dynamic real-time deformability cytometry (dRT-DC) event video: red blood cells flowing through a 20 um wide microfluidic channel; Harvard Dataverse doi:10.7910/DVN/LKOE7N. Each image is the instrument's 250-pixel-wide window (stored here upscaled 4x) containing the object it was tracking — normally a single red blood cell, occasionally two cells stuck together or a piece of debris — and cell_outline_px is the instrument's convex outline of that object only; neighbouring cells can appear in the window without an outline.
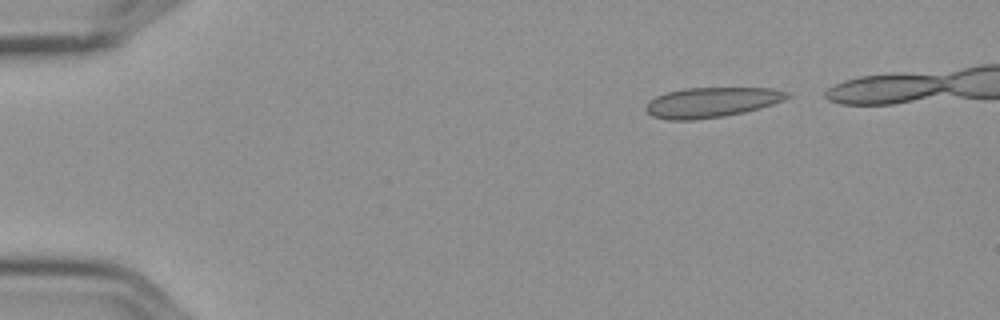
{"species": "Egyptian fruit bat (a non-hibernating species)", "species_latin": "Rousettus aegyptiacus", "temperature_condition": "cold", "stored_images_in_passage": 14, "camera_frame_rate_fps": 3000, "um_per_image_px": 0.085, "frame": {"image": 1, "passage_image": 1, "time_ms": 0.0, "image_size_px": [1000, 320], "cell_outline_px": [[792, 96], [784, 100], [760, 108], [744, 112], [724, 116], [692, 120], [668, 120], [652, 116], [644, 108], [648, 100], [664, 92], [684, 88], [772, 88], [788, 92]], "centroid_in_image_um": [60.45, 8.69], "position_along_channel_um": 24.5, "area_um2": 24.91}}
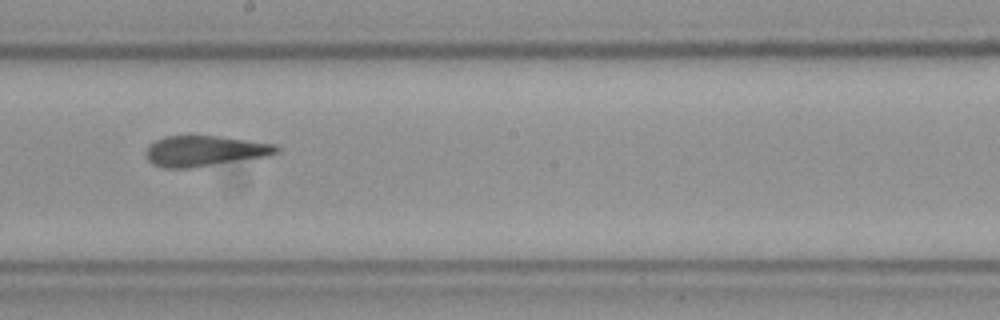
{"frame": {"image": 2, "passage_image": 8, "time_ms": 2.333, "image_size_px": [1000, 320], "cell_outline_px": [[280, 152], [268, 156], [192, 168], [160, 168], [152, 164], [148, 160], [144, 152], [148, 144], [164, 136], [220, 136], [276, 144], [280, 148]], "centroid_in_image_um": [17.38, 12.84], "position_along_channel_um": 230.8, "area_um2": 23.58}}
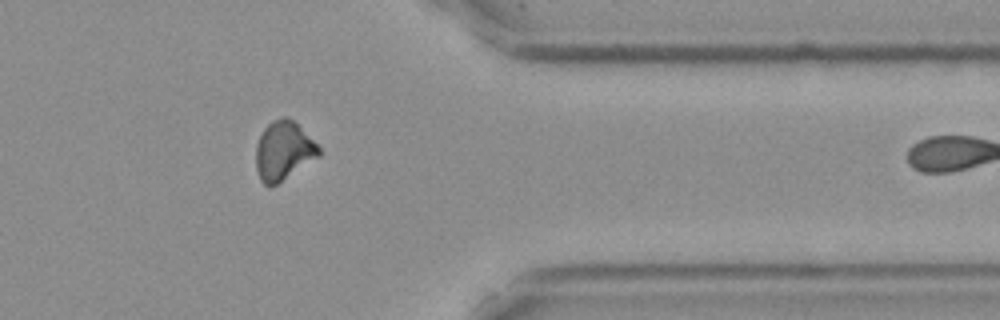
{"frame": {"image": 3, "passage_image": 13, "time_ms": 4.0, "image_size_px": [1000, 320], "cell_outline_px": [[320, 156], [276, 184], [268, 188], [260, 180], [256, 168], [256, 144], [264, 128], [272, 120], [284, 116], [288, 116], [320, 148]], "centroid_in_image_um": [24.06, 12.83], "position_along_channel_um": 387.3, "area_um2": 21.33}}